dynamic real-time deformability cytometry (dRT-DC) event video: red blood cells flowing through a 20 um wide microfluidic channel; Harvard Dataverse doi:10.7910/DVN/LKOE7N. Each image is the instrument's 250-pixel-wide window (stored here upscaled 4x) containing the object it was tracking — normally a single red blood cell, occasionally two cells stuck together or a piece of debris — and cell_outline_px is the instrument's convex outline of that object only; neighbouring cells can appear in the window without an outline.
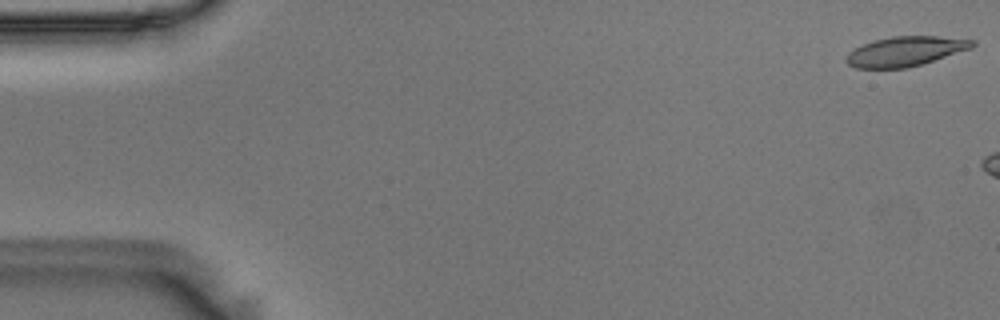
{"species": "Egyptian fruit bat (a non-hibernating species)", "species_latin": "Rousettus aegyptiacus", "temperature_condition": "room temperature", "stored_images_in_passage": 6, "camera_frame_rate_fps": 3000, "um_per_image_px": 0.085, "animal": {"sex": "male"}, "frame": {"image": 1, "passage_image": 1, "time_ms": 0.0, "image_size_px": [1000, 320], "cell_outline_px": [[976, 44], [972, 48], [908, 68], [856, 68], [848, 64], [844, 60], [848, 52], [864, 44], [876, 40], [892, 36], [936, 36], [976, 40]], "centroid_in_image_um": [76.96, 4.36], "position_along_channel_um": 8.0, "area_um2": 21.68}}